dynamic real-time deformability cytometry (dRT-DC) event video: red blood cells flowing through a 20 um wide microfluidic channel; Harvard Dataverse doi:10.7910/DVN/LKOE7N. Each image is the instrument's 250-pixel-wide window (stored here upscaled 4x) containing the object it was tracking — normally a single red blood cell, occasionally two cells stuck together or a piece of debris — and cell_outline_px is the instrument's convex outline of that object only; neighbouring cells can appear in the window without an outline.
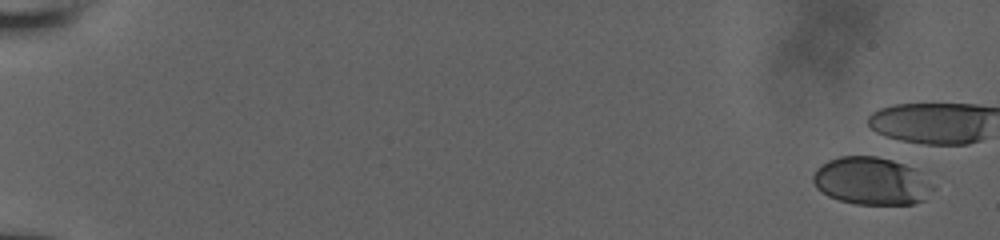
{"species": "human", "species_latin": "Homo sapiens", "temperature_condition": "room temperature", "stored_images_in_passage": 14, "camera_frame_rate_fps": 3000, "um_per_image_px": 0.085, "donor": {"sex": "male"}, "frame": {"image": 1, "passage_image": 1, "time_ms": 0.0, "image_size_px": [1000, 240], "cell_outline_px": [[936, 188], [924, 200], [912, 204], [856, 204], [840, 200], [828, 196], [820, 192], [816, 188], [812, 180], [812, 176], [816, 168], [828, 160], [840, 156], [876, 156], [892, 160], [916, 168]], "centroid_in_image_um": [74.06, 15.39], "position_along_channel_um": 10.9, "area_um2": 33.52}}